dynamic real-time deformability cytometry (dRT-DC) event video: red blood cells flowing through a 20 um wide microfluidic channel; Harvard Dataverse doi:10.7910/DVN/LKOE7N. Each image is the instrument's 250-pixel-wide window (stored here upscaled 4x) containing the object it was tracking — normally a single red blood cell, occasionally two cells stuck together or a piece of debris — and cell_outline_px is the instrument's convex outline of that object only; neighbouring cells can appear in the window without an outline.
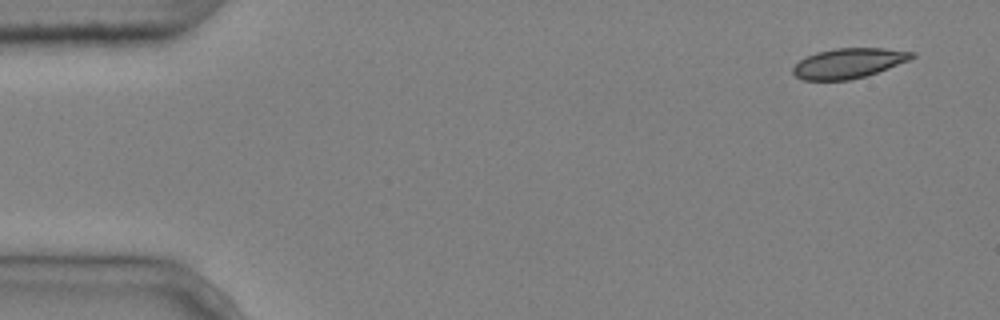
{"species": "common noctule bat (a hibernating species)", "species_latin": "Nyctalus noctula", "temperature_condition": "cold", "stored_images_in_passage": 5, "camera_frame_rate_fps": 3000, "um_per_image_px": 0.085, "animal": {"sex": "male", "body_mass_g": 20.4}, "frame": {"image": 1, "passage_image": 1, "time_ms": 0.0, "image_size_px": [1000, 320], "cell_outline_px": [[916, 56], [908, 60], [888, 68], [864, 76], [848, 80], [804, 80], [796, 76], [792, 72], [792, 68], [800, 60], [816, 52], [836, 48], [884, 48], [916, 52]], "centroid_in_image_um": [72.13, 5.36], "position_along_channel_um": 12.9, "area_um2": 20.58}}
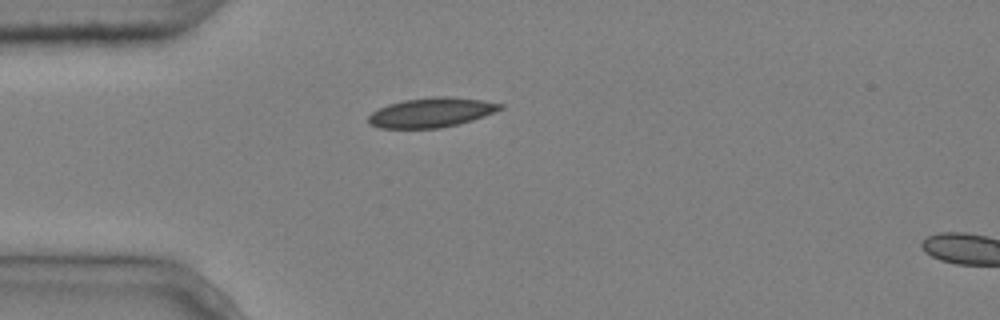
{"frame": {"image": 2, "passage_image": 4, "time_ms": 1.0, "image_size_px": [1000, 320], "cell_outline_px": [[504, 108], [484, 116], [472, 120], [440, 128], [380, 128], [368, 124], [368, 116], [372, 112], [388, 104], [404, 100], [436, 96], [448, 96], [484, 100], [504, 104]], "centroid_in_image_um": [36.67, 9.55], "position_along_channel_um": 48.3, "area_um2": 22.72}}